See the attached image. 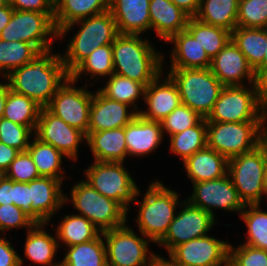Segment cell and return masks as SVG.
<instances>
[{
    "mask_svg": "<svg viewBox=\"0 0 267 266\" xmlns=\"http://www.w3.org/2000/svg\"><path fill=\"white\" fill-rule=\"evenodd\" d=\"M69 77L61 55L52 54L50 49L38 53L31 62L13 70L5 79L13 92L46 108Z\"/></svg>",
    "mask_w": 267,
    "mask_h": 266,
    "instance_id": "cell-1",
    "label": "cell"
},
{
    "mask_svg": "<svg viewBox=\"0 0 267 266\" xmlns=\"http://www.w3.org/2000/svg\"><path fill=\"white\" fill-rule=\"evenodd\" d=\"M140 35L119 34L112 43L114 74L142 83L145 87L163 72V56Z\"/></svg>",
    "mask_w": 267,
    "mask_h": 266,
    "instance_id": "cell-2",
    "label": "cell"
},
{
    "mask_svg": "<svg viewBox=\"0 0 267 266\" xmlns=\"http://www.w3.org/2000/svg\"><path fill=\"white\" fill-rule=\"evenodd\" d=\"M75 24H80L81 27L70 39L65 54L61 55L69 74L96 48L112 44L119 35L110 10L62 27L58 31V38L65 37L66 32H69Z\"/></svg>",
    "mask_w": 267,
    "mask_h": 266,
    "instance_id": "cell-3",
    "label": "cell"
},
{
    "mask_svg": "<svg viewBox=\"0 0 267 266\" xmlns=\"http://www.w3.org/2000/svg\"><path fill=\"white\" fill-rule=\"evenodd\" d=\"M250 85L224 86L206 122H262L267 87Z\"/></svg>",
    "mask_w": 267,
    "mask_h": 266,
    "instance_id": "cell-4",
    "label": "cell"
},
{
    "mask_svg": "<svg viewBox=\"0 0 267 266\" xmlns=\"http://www.w3.org/2000/svg\"><path fill=\"white\" fill-rule=\"evenodd\" d=\"M143 200L137 201L140 195L138 190L135 201L139 206L137 224L141 235L148 240L158 243L165 235L175 217V210L181 202L179 194L167 188L162 182L154 181L149 184ZM180 202V203H179Z\"/></svg>",
    "mask_w": 267,
    "mask_h": 266,
    "instance_id": "cell-5",
    "label": "cell"
},
{
    "mask_svg": "<svg viewBox=\"0 0 267 266\" xmlns=\"http://www.w3.org/2000/svg\"><path fill=\"white\" fill-rule=\"evenodd\" d=\"M167 75L176 83L181 103L203 118L212 111L224 87L210 68H170Z\"/></svg>",
    "mask_w": 267,
    "mask_h": 266,
    "instance_id": "cell-6",
    "label": "cell"
},
{
    "mask_svg": "<svg viewBox=\"0 0 267 266\" xmlns=\"http://www.w3.org/2000/svg\"><path fill=\"white\" fill-rule=\"evenodd\" d=\"M266 148L261 143L253 150L228 161V174L245 205L261 204L267 191L264 183Z\"/></svg>",
    "mask_w": 267,
    "mask_h": 266,
    "instance_id": "cell-7",
    "label": "cell"
},
{
    "mask_svg": "<svg viewBox=\"0 0 267 266\" xmlns=\"http://www.w3.org/2000/svg\"><path fill=\"white\" fill-rule=\"evenodd\" d=\"M74 207L101 232L126 224L127 211L116 201L105 197L85 180L71 189Z\"/></svg>",
    "mask_w": 267,
    "mask_h": 266,
    "instance_id": "cell-8",
    "label": "cell"
},
{
    "mask_svg": "<svg viewBox=\"0 0 267 266\" xmlns=\"http://www.w3.org/2000/svg\"><path fill=\"white\" fill-rule=\"evenodd\" d=\"M126 224L102 232L105 239L108 266H161L163 256L148 252V241L139 237ZM145 238V239H144Z\"/></svg>",
    "mask_w": 267,
    "mask_h": 266,
    "instance_id": "cell-9",
    "label": "cell"
},
{
    "mask_svg": "<svg viewBox=\"0 0 267 266\" xmlns=\"http://www.w3.org/2000/svg\"><path fill=\"white\" fill-rule=\"evenodd\" d=\"M261 122H207V146L228 160L261 144Z\"/></svg>",
    "mask_w": 267,
    "mask_h": 266,
    "instance_id": "cell-10",
    "label": "cell"
},
{
    "mask_svg": "<svg viewBox=\"0 0 267 266\" xmlns=\"http://www.w3.org/2000/svg\"><path fill=\"white\" fill-rule=\"evenodd\" d=\"M56 38L58 31L54 24V13L36 11L14 10L9 23L0 32V39L27 42L40 52L50 50L52 40Z\"/></svg>",
    "mask_w": 267,
    "mask_h": 266,
    "instance_id": "cell-11",
    "label": "cell"
},
{
    "mask_svg": "<svg viewBox=\"0 0 267 266\" xmlns=\"http://www.w3.org/2000/svg\"><path fill=\"white\" fill-rule=\"evenodd\" d=\"M123 165V162L94 161L85 171V181L128 212L129 203L135 201L139 188Z\"/></svg>",
    "mask_w": 267,
    "mask_h": 266,
    "instance_id": "cell-12",
    "label": "cell"
},
{
    "mask_svg": "<svg viewBox=\"0 0 267 266\" xmlns=\"http://www.w3.org/2000/svg\"><path fill=\"white\" fill-rule=\"evenodd\" d=\"M229 245L208 235L174 247L161 266H228Z\"/></svg>",
    "mask_w": 267,
    "mask_h": 266,
    "instance_id": "cell-13",
    "label": "cell"
},
{
    "mask_svg": "<svg viewBox=\"0 0 267 266\" xmlns=\"http://www.w3.org/2000/svg\"><path fill=\"white\" fill-rule=\"evenodd\" d=\"M76 83L69 77L56 91L46 108L68 125L87 135L93 92L86 88H75Z\"/></svg>",
    "mask_w": 267,
    "mask_h": 266,
    "instance_id": "cell-14",
    "label": "cell"
},
{
    "mask_svg": "<svg viewBox=\"0 0 267 266\" xmlns=\"http://www.w3.org/2000/svg\"><path fill=\"white\" fill-rule=\"evenodd\" d=\"M180 206L181 211L176 212L164 237L157 243L164 246L167 253L179 244L208 235L216 224L215 218L209 212L189 201L184 200Z\"/></svg>",
    "mask_w": 267,
    "mask_h": 266,
    "instance_id": "cell-15",
    "label": "cell"
},
{
    "mask_svg": "<svg viewBox=\"0 0 267 266\" xmlns=\"http://www.w3.org/2000/svg\"><path fill=\"white\" fill-rule=\"evenodd\" d=\"M187 201L209 212L214 218V211H212L214 208L228 210V212L236 211L240 214L246 206L229 174L219 179L193 183V193Z\"/></svg>",
    "mask_w": 267,
    "mask_h": 266,
    "instance_id": "cell-16",
    "label": "cell"
},
{
    "mask_svg": "<svg viewBox=\"0 0 267 266\" xmlns=\"http://www.w3.org/2000/svg\"><path fill=\"white\" fill-rule=\"evenodd\" d=\"M34 137L59 150L64 157L76 161L78 145L86 140V135L77 128L52 114L47 108H41Z\"/></svg>",
    "mask_w": 267,
    "mask_h": 266,
    "instance_id": "cell-17",
    "label": "cell"
},
{
    "mask_svg": "<svg viewBox=\"0 0 267 266\" xmlns=\"http://www.w3.org/2000/svg\"><path fill=\"white\" fill-rule=\"evenodd\" d=\"M210 70L224 86H245V78L249 84H262L232 40L211 60Z\"/></svg>",
    "mask_w": 267,
    "mask_h": 266,
    "instance_id": "cell-18",
    "label": "cell"
},
{
    "mask_svg": "<svg viewBox=\"0 0 267 266\" xmlns=\"http://www.w3.org/2000/svg\"><path fill=\"white\" fill-rule=\"evenodd\" d=\"M62 183L51 177H40L30 182L31 218L35 223H49L56 211L68 203V196L61 190Z\"/></svg>",
    "mask_w": 267,
    "mask_h": 266,
    "instance_id": "cell-19",
    "label": "cell"
},
{
    "mask_svg": "<svg viewBox=\"0 0 267 266\" xmlns=\"http://www.w3.org/2000/svg\"><path fill=\"white\" fill-rule=\"evenodd\" d=\"M162 74L145 87L143 100L148 106L147 111H138L142 118L150 121L160 122L182 104L176 83L169 75L162 82Z\"/></svg>",
    "mask_w": 267,
    "mask_h": 266,
    "instance_id": "cell-20",
    "label": "cell"
},
{
    "mask_svg": "<svg viewBox=\"0 0 267 266\" xmlns=\"http://www.w3.org/2000/svg\"><path fill=\"white\" fill-rule=\"evenodd\" d=\"M129 105L104 96L99 90L93 93L89 112L88 132H98L125 127L138 113Z\"/></svg>",
    "mask_w": 267,
    "mask_h": 266,
    "instance_id": "cell-21",
    "label": "cell"
},
{
    "mask_svg": "<svg viewBox=\"0 0 267 266\" xmlns=\"http://www.w3.org/2000/svg\"><path fill=\"white\" fill-rule=\"evenodd\" d=\"M150 0H109L119 34L141 35L151 29Z\"/></svg>",
    "mask_w": 267,
    "mask_h": 266,
    "instance_id": "cell-22",
    "label": "cell"
},
{
    "mask_svg": "<svg viewBox=\"0 0 267 266\" xmlns=\"http://www.w3.org/2000/svg\"><path fill=\"white\" fill-rule=\"evenodd\" d=\"M163 138L161 122L144 119L139 114L125 126V140L130 156H144L153 152Z\"/></svg>",
    "mask_w": 267,
    "mask_h": 266,
    "instance_id": "cell-23",
    "label": "cell"
},
{
    "mask_svg": "<svg viewBox=\"0 0 267 266\" xmlns=\"http://www.w3.org/2000/svg\"><path fill=\"white\" fill-rule=\"evenodd\" d=\"M149 14L151 28L165 42L185 30L190 18L170 0H150Z\"/></svg>",
    "mask_w": 267,
    "mask_h": 266,
    "instance_id": "cell-24",
    "label": "cell"
},
{
    "mask_svg": "<svg viewBox=\"0 0 267 266\" xmlns=\"http://www.w3.org/2000/svg\"><path fill=\"white\" fill-rule=\"evenodd\" d=\"M94 161L123 162L128 155L125 140V127L98 132H88L86 140Z\"/></svg>",
    "mask_w": 267,
    "mask_h": 266,
    "instance_id": "cell-25",
    "label": "cell"
},
{
    "mask_svg": "<svg viewBox=\"0 0 267 266\" xmlns=\"http://www.w3.org/2000/svg\"><path fill=\"white\" fill-rule=\"evenodd\" d=\"M228 159L206 146L183 163L188 178L193 183L222 178L228 174Z\"/></svg>",
    "mask_w": 267,
    "mask_h": 266,
    "instance_id": "cell-26",
    "label": "cell"
},
{
    "mask_svg": "<svg viewBox=\"0 0 267 266\" xmlns=\"http://www.w3.org/2000/svg\"><path fill=\"white\" fill-rule=\"evenodd\" d=\"M167 42L174 44V48L171 49L170 68H210L211 59L205 49L186 29L173 35Z\"/></svg>",
    "mask_w": 267,
    "mask_h": 266,
    "instance_id": "cell-27",
    "label": "cell"
},
{
    "mask_svg": "<svg viewBox=\"0 0 267 266\" xmlns=\"http://www.w3.org/2000/svg\"><path fill=\"white\" fill-rule=\"evenodd\" d=\"M46 223H35L29 230H27V238L25 242V258L33 261L35 264H41L45 266H58L53 259L60 243L57 237L51 236L44 230Z\"/></svg>",
    "mask_w": 267,
    "mask_h": 266,
    "instance_id": "cell-28",
    "label": "cell"
},
{
    "mask_svg": "<svg viewBox=\"0 0 267 266\" xmlns=\"http://www.w3.org/2000/svg\"><path fill=\"white\" fill-rule=\"evenodd\" d=\"M109 10V0H54V24L62 27Z\"/></svg>",
    "mask_w": 267,
    "mask_h": 266,
    "instance_id": "cell-29",
    "label": "cell"
},
{
    "mask_svg": "<svg viewBox=\"0 0 267 266\" xmlns=\"http://www.w3.org/2000/svg\"><path fill=\"white\" fill-rule=\"evenodd\" d=\"M239 0H200L198 20L232 32L237 27Z\"/></svg>",
    "mask_w": 267,
    "mask_h": 266,
    "instance_id": "cell-30",
    "label": "cell"
},
{
    "mask_svg": "<svg viewBox=\"0 0 267 266\" xmlns=\"http://www.w3.org/2000/svg\"><path fill=\"white\" fill-rule=\"evenodd\" d=\"M101 232L95 239L68 247L62 266H108L105 241Z\"/></svg>",
    "mask_w": 267,
    "mask_h": 266,
    "instance_id": "cell-31",
    "label": "cell"
},
{
    "mask_svg": "<svg viewBox=\"0 0 267 266\" xmlns=\"http://www.w3.org/2000/svg\"><path fill=\"white\" fill-rule=\"evenodd\" d=\"M186 30L203 47L212 60L231 40V32L219 26H213L191 17Z\"/></svg>",
    "mask_w": 267,
    "mask_h": 266,
    "instance_id": "cell-32",
    "label": "cell"
},
{
    "mask_svg": "<svg viewBox=\"0 0 267 266\" xmlns=\"http://www.w3.org/2000/svg\"><path fill=\"white\" fill-rule=\"evenodd\" d=\"M231 40L255 71L263 62L267 45L262 29L237 26L231 32Z\"/></svg>",
    "mask_w": 267,
    "mask_h": 266,
    "instance_id": "cell-33",
    "label": "cell"
},
{
    "mask_svg": "<svg viewBox=\"0 0 267 266\" xmlns=\"http://www.w3.org/2000/svg\"><path fill=\"white\" fill-rule=\"evenodd\" d=\"M101 231L82 215L65 216L56 228L57 240L67 247L85 243L95 239Z\"/></svg>",
    "mask_w": 267,
    "mask_h": 266,
    "instance_id": "cell-34",
    "label": "cell"
},
{
    "mask_svg": "<svg viewBox=\"0 0 267 266\" xmlns=\"http://www.w3.org/2000/svg\"><path fill=\"white\" fill-rule=\"evenodd\" d=\"M27 152L35 163L40 177H51L63 182L64 171L61 163L64 155L59 150L35 137L34 141L30 142Z\"/></svg>",
    "mask_w": 267,
    "mask_h": 266,
    "instance_id": "cell-35",
    "label": "cell"
},
{
    "mask_svg": "<svg viewBox=\"0 0 267 266\" xmlns=\"http://www.w3.org/2000/svg\"><path fill=\"white\" fill-rule=\"evenodd\" d=\"M41 108L31 98L17 94L10 89L5 101L2 118L28 128H36Z\"/></svg>",
    "mask_w": 267,
    "mask_h": 266,
    "instance_id": "cell-36",
    "label": "cell"
},
{
    "mask_svg": "<svg viewBox=\"0 0 267 266\" xmlns=\"http://www.w3.org/2000/svg\"><path fill=\"white\" fill-rule=\"evenodd\" d=\"M207 146V122L202 118L195 126L170 136V151L184 162Z\"/></svg>",
    "mask_w": 267,
    "mask_h": 266,
    "instance_id": "cell-37",
    "label": "cell"
},
{
    "mask_svg": "<svg viewBox=\"0 0 267 266\" xmlns=\"http://www.w3.org/2000/svg\"><path fill=\"white\" fill-rule=\"evenodd\" d=\"M40 51L22 41L0 39V73L6 78L13 70L31 62Z\"/></svg>",
    "mask_w": 267,
    "mask_h": 266,
    "instance_id": "cell-38",
    "label": "cell"
},
{
    "mask_svg": "<svg viewBox=\"0 0 267 266\" xmlns=\"http://www.w3.org/2000/svg\"><path fill=\"white\" fill-rule=\"evenodd\" d=\"M98 90L109 99L133 106L134 111L138 113L135 102L140 96L144 97L145 86L128 77L113 74L109 77L106 85Z\"/></svg>",
    "mask_w": 267,
    "mask_h": 266,
    "instance_id": "cell-39",
    "label": "cell"
},
{
    "mask_svg": "<svg viewBox=\"0 0 267 266\" xmlns=\"http://www.w3.org/2000/svg\"><path fill=\"white\" fill-rule=\"evenodd\" d=\"M84 72L85 75L90 74V78H96V76L110 77L113 75L112 44L96 48L70 73V78L77 82Z\"/></svg>",
    "mask_w": 267,
    "mask_h": 266,
    "instance_id": "cell-40",
    "label": "cell"
},
{
    "mask_svg": "<svg viewBox=\"0 0 267 266\" xmlns=\"http://www.w3.org/2000/svg\"><path fill=\"white\" fill-rule=\"evenodd\" d=\"M245 208L240 213L248 230L247 241L243 244L267 251V212L261 211L260 204L246 205Z\"/></svg>",
    "mask_w": 267,
    "mask_h": 266,
    "instance_id": "cell-41",
    "label": "cell"
},
{
    "mask_svg": "<svg viewBox=\"0 0 267 266\" xmlns=\"http://www.w3.org/2000/svg\"><path fill=\"white\" fill-rule=\"evenodd\" d=\"M267 25V0H239L237 26L262 28Z\"/></svg>",
    "mask_w": 267,
    "mask_h": 266,
    "instance_id": "cell-42",
    "label": "cell"
},
{
    "mask_svg": "<svg viewBox=\"0 0 267 266\" xmlns=\"http://www.w3.org/2000/svg\"><path fill=\"white\" fill-rule=\"evenodd\" d=\"M36 128H28L16 124L5 118H0V142L16 148L20 152H26L31 142L30 135ZM34 131V132H33Z\"/></svg>",
    "mask_w": 267,
    "mask_h": 266,
    "instance_id": "cell-43",
    "label": "cell"
},
{
    "mask_svg": "<svg viewBox=\"0 0 267 266\" xmlns=\"http://www.w3.org/2000/svg\"><path fill=\"white\" fill-rule=\"evenodd\" d=\"M202 118L196 111L180 104L160 122L163 134L171 136L195 126Z\"/></svg>",
    "mask_w": 267,
    "mask_h": 266,
    "instance_id": "cell-44",
    "label": "cell"
},
{
    "mask_svg": "<svg viewBox=\"0 0 267 266\" xmlns=\"http://www.w3.org/2000/svg\"><path fill=\"white\" fill-rule=\"evenodd\" d=\"M228 266H267V251L245 244L234 248L230 243Z\"/></svg>",
    "mask_w": 267,
    "mask_h": 266,
    "instance_id": "cell-45",
    "label": "cell"
},
{
    "mask_svg": "<svg viewBox=\"0 0 267 266\" xmlns=\"http://www.w3.org/2000/svg\"><path fill=\"white\" fill-rule=\"evenodd\" d=\"M3 175L21 183H29L40 178L36 165L27 151L19 152Z\"/></svg>",
    "mask_w": 267,
    "mask_h": 266,
    "instance_id": "cell-46",
    "label": "cell"
},
{
    "mask_svg": "<svg viewBox=\"0 0 267 266\" xmlns=\"http://www.w3.org/2000/svg\"><path fill=\"white\" fill-rule=\"evenodd\" d=\"M34 224V220L14 204L0 205V233L21 227L29 230Z\"/></svg>",
    "mask_w": 267,
    "mask_h": 266,
    "instance_id": "cell-47",
    "label": "cell"
},
{
    "mask_svg": "<svg viewBox=\"0 0 267 266\" xmlns=\"http://www.w3.org/2000/svg\"><path fill=\"white\" fill-rule=\"evenodd\" d=\"M14 10L54 13V0H9Z\"/></svg>",
    "mask_w": 267,
    "mask_h": 266,
    "instance_id": "cell-48",
    "label": "cell"
},
{
    "mask_svg": "<svg viewBox=\"0 0 267 266\" xmlns=\"http://www.w3.org/2000/svg\"><path fill=\"white\" fill-rule=\"evenodd\" d=\"M13 204L31 217L30 182L21 183L13 181Z\"/></svg>",
    "mask_w": 267,
    "mask_h": 266,
    "instance_id": "cell-49",
    "label": "cell"
},
{
    "mask_svg": "<svg viewBox=\"0 0 267 266\" xmlns=\"http://www.w3.org/2000/svg\"><path fill=\"white\" fill-rule=\"evenodd\" d=\"M5 237H0V266H23L22 258Z\"/></svg>",
    "mask_w": 267,
    "mask_h": 266,
    "instance_id": "cell-50",
    "label": "cell"
},
{
    "mask_svg": "<svg viewBox=\"0 0 267 266\" xmlns=\"http://www.w3.org/2000/svg\"><path fill=\"white\" fill-rule=\"evenodd\" d=\"M16 148L7 146L4 143L0 142V175H3L8 169L11 162L19 154Z\"/></svg>",
    "mask_w": 267,
    "mask_h": 266,
    "instance_id": "cell-51",
    "label": "cell"
},
{
    "mask_svg": "<svg viewBox=\"0 0 267 266\" xmlns=\"http://www.w3.org/2000/svg\"><path fill=\"white\" fill-rule=\"evenodd\" d=\"M13 204V180L0 175V205Z\"/></svg>",
    "mask_w": 267,
    "mask_h": 266,
    "instance_id": "cell-52",
    "label": "cell"
},
{
    "mask_svg": "<svg viewBox=\"0 0 267 266\" xmlns=\"http://www.w3.org/2000/svg\"><path fill=\"white\" fill-rule=\"evenodd\" d=\"M184 11L190 18L195 17L200 6V0H170Z\"/></svg>",
    "mask_w": 267,
    "mask_h": 266,
    "instance_id": "cell-53",
    "label": "cell"
},
{
    "mask_svg": "<svg viewBox=\"0 0 267 266\" xmlns=\"http://www.w3.org/2000/svg\"><path fill=\"white\" fill-rule=\"evenodd\" d=\"M266 39L267 44V25L261 28ZM255 74L262 84H264L267 87V45L265 48V56L263 59L262 64L255 70Z\"/></svg>",
    "mask_w": 267,
    "mask_h": 266,
    "instance_id": "cell-54",
    "label": "cell"
},
{
    "mask_svg": "<svg viewBox=\"0 0 267 266\" xmlns=\"http://www.w3.org/2000/svg\"><path fill=\"white\" fill-rule=\"evenodd\" d=\"M14 9L8 3L7 5L0 7V32L9 23Z\"/></svg>",
    "mask_w": 267,
    "mask_h": 266,
    "instance_id": "cell-55",
    "label": "cell"
},
{
    "mask_svg": "<svg viewBox=\"0 0 267 266\" xmlns=\"http://www.w3.org/2000/svg\"><path fill=\"white\" fill-rule=\"evenodd\" d=\"M267 100L264 104L263 111H262V127H261V143L267 149ZM266 123V124H265ZM265 125V127H264Z\"/></svg>",
    "mask_w": 267,
    "mask_h": 266,
    "instance_id": "cell-56",
    "label": "cell"
},
{
    "mask_svg": "<svg viewBox=\"0 0 267 266\" xmlns=\"http://www.w3.org/2000/svg\"><path fill=\"white\" fill-rule=\"evenodd\" d=\"M10 90L9 83L0 84V118L3 116L5 101L7 98L8 91Z\"/></svg>",
    "mask_w": 267,
    "mask_h": 266,
    "instance_id": "cell-57",
    "label": "cell"
},
{
    "mask_svg": "<svg viewBox=\"0 0 267 266\" xmlns=\"http://www.w3.org/2000/svg\"><path fill=\"white\" fill-rule=\"evenodd\" d=\"M264 183L267 191V149H266V162H265V169H264Z\"/></svg>",
    "mask_w": 267,
    "mask_h": 266,
    "instance_id": "cell-58",
    "label": "cell"
},
{
    "mask_svg": "<svg viewBox=\"0 0 267 266\" xmlns=\"http://www.w3.org/2000/svg\"><path fill=\"white\" fill-rule=\"evenodd\" d=\"M9 3V0H0V7H3Z\"/></svg>",
    "mask_w": 267,
    "mask_h": 266,
    "instance_id": "cell-59",
    "label": "cell"
}]
</instances>
